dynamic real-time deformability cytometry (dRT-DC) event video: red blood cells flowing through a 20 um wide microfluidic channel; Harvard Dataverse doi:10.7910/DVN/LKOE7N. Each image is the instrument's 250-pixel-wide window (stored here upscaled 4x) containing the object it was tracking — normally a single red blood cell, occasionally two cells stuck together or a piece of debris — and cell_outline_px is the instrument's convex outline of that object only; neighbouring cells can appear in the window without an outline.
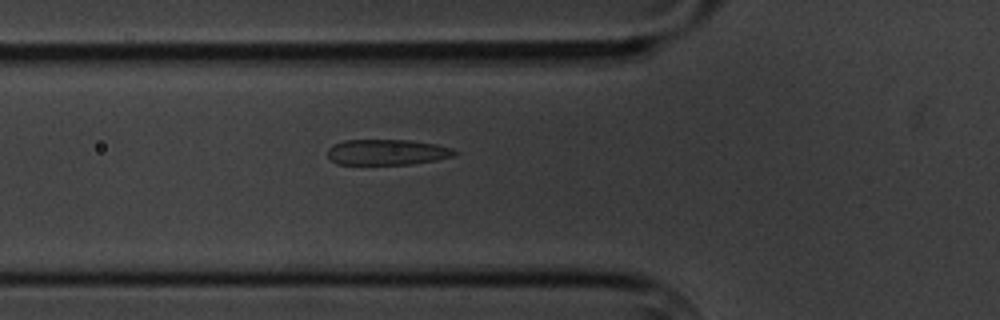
{"species": "common noctule bat (a hibernating species)", "species_latin": "Nyctalus noctula", "temperature_condition": "cold", "stored_images_in_passage": 7, "camera_frame_rate_fps": 3000, "um_per_image_px": 0.085, "animal": {"sex": "male", "body_mass_g": 20.1, "forearm_length_mm": 53.5}, "frame": {"image": 1, "passage_image": 7, "time_ms": 7.667, "image_size_px": [1000, 320], "cell_outline_px": [[460, 152], [456, 156], [436, 160], [412, 164], [336, 164], [328, 156], [328, 148], [332, 144], [344, 140], [408, 140], [436, 144], [452, 148]], "centroid_in_image_um": [32.93, 12.93], "position_along_channel_um": 92.9, "area_um2": 19.13}}